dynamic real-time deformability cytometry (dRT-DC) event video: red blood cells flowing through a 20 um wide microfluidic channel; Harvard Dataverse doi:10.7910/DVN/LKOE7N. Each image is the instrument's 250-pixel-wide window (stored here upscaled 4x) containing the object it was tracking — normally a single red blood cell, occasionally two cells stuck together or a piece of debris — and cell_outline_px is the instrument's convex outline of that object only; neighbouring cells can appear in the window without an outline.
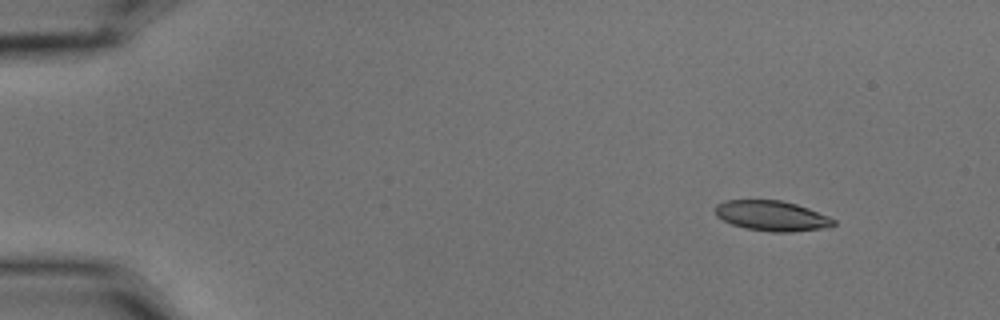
{"species": "common noctule bat (a hibernating species)", "species_latin": "Nyctalus noctula", "temperature_condition": "cold", "stored_images_in_passage": 4, "camera_frame_rate_fps": 3000, "um_per_image_px": 0.085, "animal": {"sex": "male", "body_mass_g": 15.6}, "frame": {"image": 1, "passage_image": 2, "time_ms": 0.333, "image_size_px": [1000, 320], "cell_outline_px": [[836, 224], [828, 228], [792, 232], [772, 232], [748, 228], [732, 224], [716, 216], [712, 208], [716, 204], [724, 200], [780, 200], [796, 204], [808, 208], [828, 216], [836, 220]], "centroid_in_image_um": [65.6, 18.34], "position_along_channel_um": 19.4, "area_um2": 20.98}}